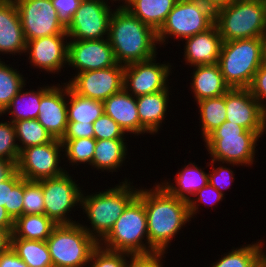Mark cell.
Returning a JSON list of instances; mask_svg holds the SVG:
<instances>
[{"label":"cell","instance_id":"45","mask_svg":"<svg viewBox=\"0 0 266 267\" xmlns=\"http://www.w3.org/2000/svg\"><path fill=\"white\" fill-rule=\"evenodd\" d=\"M249 90L262 106L265 102L264 100H266V61L255 72Z\"/></svg>","mask_w":266,"mask_h":267},{"label":"cell","instance_id":"9","mask_svg":"<svg viewBox=\"0 0 266 267\" xmlns=\"http://www.w3.org/2000/svg\"><path fill=\"white\" fill-rule=\"evenodd\" d=\"M215 24V13L198 0H178L157 31L160 45L170 36L186 39L207 31Z\"/></svg>","mask_w":266,"mask_h":267},{"label":"cell","instance_id":"38","mask_svg":"<svg viewBox=\"0 0 266 267\" xmlns=\"http://www.w3.org/2000/svg\"><path fill=\"white\" fill-rule=\"evenodd\" d=\"M42 185L38 181L24 179L23 215L44 214Z\"/></svg>","mask_w":266,"mask_h":267},{"label":"cell","instance_id":"20","mask_svg":"<svg viewBox=\"0 0 266 267\" xmlns=\"http://www.w3.org/2000/svg\"><path fill=\"white\" fill-rule=\"evenodd\" d=\"M26 40L14 0H0V53L16 55L26 52Z\"/></svg>","mask_w":266,"mask_h":267},{"label":"cell","instance_id":"40","mask_svg":"<svg viewBox=\"0 0 266 267\" xmlns=\"http://www.w3.org/2000/svg\"><path fill=\"white\" fill-rule=\"evenodd\" d=\"M13 122H0V158L18 162L20 151Z\"/></svg>","mask_w":266,"mask_h":267},{"label":"cell","instance_id":"32","mask_svg":"<svg viewBox=\"0 0 266 267\" xmlns=\"http://www.w3.org/2000/svg\"><path fill=\"white\" fill-rule=\"evenodd\" d=\"M264 244L262 240L252 245L247 244L240 248H233L231 252L213 263L211 267H258L265 259Z\"/></svg>","mask_w":266,"mask_h":267},{"label":"cell","instance_id":"8","mask_svg":"<svg viewBox=\"0 0 266 267\" xmlns=\"http://www.w3.org/2000/svg\"><path fill=\"white\" fill-rule=\"evenodd\" d=\"M53 267H87L99 243L81 223L57 224L46 240Z\"/></svg>","mask_w":266,"mask_h":267},{"label":"cell","instance_id":"31","mask_svg":"<svg viewBox=\"0 0 266 267\" xmlns=\"http://www.w3.org/2000/svg\"><path fill=\"white\" fill-rule=\"evenodd\" d=\"M11 249L28 267H53L46 241L11 238Z\"/></svg>","mask_w":266,"mask_h":267},{"label":"cell","instance_id":"26","mask_svg":"<svg viewBox=\"0 0 266 267\" xmlns=\"http://www.w3.org/2000/svg\"><path fill=\"white\" fill-rule=\"evenodd\" d=\"M178 0H130L124 8L156 32Z\"/></svg>","mask_w":266,"mask_h":267},{"label":"cell","instance_id":"56","mask_svg":"<svg viewBox=\"0 0 266 267\" xmlns=\"http://www.w3.org/2000/svg\"><path fill=\"white\" fill-rule=\"evenodd\" d=\"M97 1H101V2H104V3H107L108 4V2H106V0H97ZM110 1H112V0H110ZM113 1H121V0H113Z\"/></svg>","mask_w":266,"mask_h":267},{"label":"cell","instance_id":"5","mask_svg":"<svg viewBox=\"0 0 266 267\" xmlns=\"http://www.w3.org/2000/svg\"><path fill=\"white\" fill-rule=\"evenodd\" d=\"M215 25L223 42L266 38V2L234 0L215 12Z\"/></svg>","mask_w":266,"mask_h":267},{"label":"cell","instance_id":"27","mask_svg":"<svg viewBox=\"0 0 266 267\" xmlns=\"http://www.w3.org/2000/svg\"><path fill=\"white\" fill-rule=\"evenodd\" d=\"M125 139L96 140L91 166L97 170L114 172L119 170L128 153Z\"/></svg>","mask_w":266,"mask_h":267},{"label":"cell","instance_id":"6","mask_svg":"<svg viewBox=\"0 0 266 267\" xmlns=\"http://www.w3.org/2000/svg\"><path fill=\"white\" fill-rule=\"evenodd\" d=\"M261 136L255 131L225 121L205 139L208 154L219 164L247 166L255 161V148Z\"/></svg>","mask_w":266,"mask_h":267},{"label":"cell","instance_id":"13","mask_svg":"<svg viewBox=\"0 0 266 267\" xmlns=\"http://www.w3.org/2000/svg\"><path fill=\"white\" fill-rule=\"evenodd\" d=\"M110 8L111 6L101 1L81 0L73 17L66 24L68 40L108 38L109 24L113 13Z\"/></svg>","mask_w":266,"mask_h":267},{"label":"cell","instance_id":"16","mask_svg":"<svg viewBox=\"0 0 266 267\" xmlns=\"http://www.w3.org/2000/svg\"><path fill=\"white\" fill-rule=\"evenodd\" d=\"M108 38L96 40H70L67 43V66L78 73L105 69L117 65Z\"/></svg>","mask_w":266,"mask_h":267},{"label":"cell","instance_id":"42","mask_svg":"<svg viewBox=\"0 0 266 267\" xmlns=\"http://www.w3.org/2000/svg\"><path fill=\"white\" fill-rule=\"evenodd\" d=\"M223 197V194L208 183L195 193L194 198L188 201L191 219L198 212V206H200L197 204L198 202H200V204H205V206H208L207 204H209V206H214L217 202L223 201Z\"/></svg>","mask_w":266,"mask_h":267},{"label":"cell","instance_id":"18","mask_svg":"<svg viewBox=\"0 0 266 267\" xmlns=\"http://www.w3.org/2000/svg\"><path fill=\"white\" fill-rule=\"evenodd\" d=\"M67 38V34H60L27 41L25 55H29V62L35 68L53 74L61 72L67 64Z\"/></svg>","mask_w":266,"mask_h":267},{"label":"cell","instance_id":"10","mask_svg":"<svg viewBox=\"0 0 266 267\" xmlns=\"http://www.w3.org/2000/svg\"><path fill=\"white\" fill-rule=\"evenodd\" d=\"M43 188L44 214L56 224L76 223L69 212L73 207L81 205L82 190L77 181L66 171L63 175L38 181ZM68 215V216H67Z\"/></svg>","mask_w":266,"mask_h":267},{"label":"cell","instance_id":"54","mask_svg":"<svg viewBox=\"0 0 266 267\" xmlns=\"http://www.w3.org/2000/svg\"><path fill=\"white\" fill-rule=\"evenodd\" d=\"M122 4H120L118 7L116 8H121V7H124L130 0H122Z\"/></svg>","mask_w":266,"mask_h":267},{"label":"cell","instance_id":"44","mask_svg":"<svg viewBox=\"0 0 266 267\" xmlns=\"http://www.w3.org/2000/svg\"><path fill=\"white\" fill-rule=\"evenodd\" d=\"M166 252H152L149 254L130 255L126 267H163L162 257Z\"/></svg>","mask_w":266,"mask_h":267},{"label":"cell","instance_id":"4","mask_svg":"<svg viewBox=\"0 0 266 267\" xmlns=\"http://www.w3.org/2000/svg\"><path fill=\"white\" fill-rule=\"evenodd\" d=\"M265 61V38H250L223 42L218 66L230 88H249Z\"/></svg>","mask_w":266,"mask_h":267},{"label":"cell","instance_id":"25","mask_svg":"<svg viewBox=\"0 0 266 267\" xmlns=\"http://www.w3.org/2000/svg\"><path fill=\"white\" fill-rule=\"evenodd\" d=\"M198 165L190 162L184 165L175 176V184L170 181L160 183L171 195L189 201L197 191L208 184V173ZM189 194V195H188ZM192 196V197H191Z\"/></svg>","mask_w":266,"mask_h":267},{"label":"cell","instance_id":"3","mask_svg":"<svg viewBox=\"0 0 266 267\" xmlns=\"http://www.w3.org/2000/svg\"><path fill=\"white\" fill-rule=\"evenodd\" d=\"M122 183V184H121ZM127 179L106 191L84 196L82 192L81 208L87 214L91 227H82L100 243L112 230L117 219L127 205L137 196L139 189L133 188Z\"/></svg>","mask_w":266,"mask_h":267},{"label":"cell","instance_id":"46","mask_svg":"<svg viewBox=\"0 0 266 267\" xmlns=\"http://www.w3.org/2000/svg\"><path fill=\"white\" fill-rule=\"evenodd\" d=\"M94 138L93 123L68 122L62 139Z\"/></svg>","mask_w":266,"mask_h":267},{"label":"cell","instance_id":"36","mask_svg":"<svg viewBox=\"0 0 266 267\" xmlns=\"http://www.w3.org/2000/svg\"><path fill=\"white\" fill-rule=\"evenodd\" d=\"M25 81L23 74L0 59V114L10 104L12 98L25 87Z\"/></svg>","mask_w":266,"mask_h":267},{"label":"cell","instance_id":"48","mask_svg":"<svg viewBox=\"0 0 266 267\" xmlns=\"http://www.w3.org/2000/svg\"><path fill=\"white\" fill-rule=\"evenodd\" d=\"M0 267H28L10 248L0 256Z\"/></svg>","mask_w":266,"mask_h":267},{"label":"cell","instance_id":"2","mask_svg":"<svg viewBox=\"0 0 266 267\" xmlns=\"http://www.w3.org/2000/svg\"><path fill=\"white\" fill-rule=\"evenodd\" d=\"M108 40L118 64L126 66L157 57V32L124 7L112 13Z\"/></svg>","mask_w":266,"mask_h":267},{"label":"cell","instance_id":"43","mask_svg":"<svg viewBox=\"0 0 266 267\" xmlns=\"http://www.w3.org/2000/svg\"><path fill=\"white\" fill-rule=\"evenodd\" d=\"M214 163H216V161L211 160V164L208 163V166H212V172L208 174V183L213 186L214 188H216L221 194H225L223 193L226 188L230 187V185H232L231 183L234 180V171H232L230 169V167H226L223 165H220L217 168H214Z\"/></svg>","mask_w":266,"mask_h":267},{"label":"cell","instance_id":"11","mask_svg":"<svg viewBox=\"0 0 266 267\" xmlns=\"http://www.w3.org/2000/svg\"><path fill=\"white\" fill-rule=\"evenodd\" d=\"M26 42L52 35L67 34L66 24L60 18L51 0H14Z\"/></svg>","mask_w":266,"mask_h":267},{"label":"cell","instance_id":"23","mask_svg":"<svg viewBox=\"0 0 266 267\" xmlns=\"http://www.w3.org/2000/svg\"><path fill=\"white\" fill-rule=\"evenodd\" d=\"M191 89L195 100L223 96L230 86L225 82L218 64L193 66Z\"/></svg>","mask_w":266,"mask_h":267},{"label":"cell","instance_id":"41","mask_svg":"<svg viewBox=\"0 0 266 267\" xmlns=\"http://www.w3.org/2000/svg\"><path fill=\"white\" fill-rule=\"evenodd\" d=\"M94 138L101 139H126L125 131L111 117L103 113L94 123Z\"/></svg>","mask_w":266,"mask_h":267},{"label":"cell","instance_id":"24","mask_svg":"<svg viewBox=\"0 0 266 267\" xmlns=\"http://www.w3.org/2000/svg\"><path fill=\"white\" fill-rule=\"evenodd\" d=\"M169 87L152 94L136 97L140 123L150 132L156 134L165 119L169 102Z\"/></svg>","mask_w":266,"mask_h":267},{"label":"cell","instance_id":"28","mask_svg":"<svg viewBox=\"0 0 266 267\" xmlns=\"http://www.w3.org/2000/svg\"><path fill=\"white\" fill-rule=\"evenodd\" d=\"M57 224L45 214H29L17 217L11 238L46 241Z\"/></svg>","mask_w":266,"mask_h":267},{"label":"cell","instance_id":"50","mask_svg":"<svg viewBox=\"0 0 266 267\" xmlns=\"http://www.w3.org/2000/svg\"><path fill=\"white\" fill-rule=\"evenodd\" d=\"M12 231L0 228V256L11 248Z\"/></svg>","mask_w":266,"mask_h":267},{"label":"cell","instance_id":"15","mask_svg":"<svg viewBox=\"0 0 266 267\" xmlns=\"http://www.w3.org/2000/svg\"><path fill=\"white\" fill-rule=\"evenodd\" d=\"M156 57L125 66L123 88L134 97L166 90L171 73L169 63H156Z\"/></svg>","mask_w":266,"mask_h":267},{"label":"cell","instance_id":"12","mask_svg":"<svg viewBox=\"0 0 266 267\" xmlns=\"http://www.w3.org/2000/svg\"><path fill=\"white\" fill-rule=\"evenodd\" d=\"M60 152H63V144L54 138L48 143L27 147L20 152L17 171L29 181L61 176L67 170L59 166Z\"/></svg>","mask_w":266,"mask_h":267},{"label":"cell","instance_id":"55","mask_svg":"<svg viewBox=\"0 0 266 267\" xmlns=\"http://www.w3.org/2000/svg\"><path fill=\"white\" fill-rule=\"evenodd\" d=\"M258 267H266V259Z\"/></svg>","mask_w":266,"mask_h":267},{"label":"cell","instance_id":"29","mask_svg":"<svg viewBox=\"0 0 266 267\" xmlns=\"http://www.w3.org/2000/svg\"><path fill=\"white\" fill-rule=\"evenodd\" d=\"M50 87L49 85L45 87L42 86L40 89L38 87L37 91H25L26 89L22 88L20 92L12 98L10 104L0 114V117L8 112V115L13 118L10 119V122L37 119L41 97Z\"/></svg>","mask_w":266,"mask_h":267},{"label":"cell","instance_id":"51","mask_svg":"<svg viewBox=\"0 0 266 267\" xmlns=\"http://www.w3.org/2000/svg\"><path fill=\"white\" fill-rule=\"evenodd\" d=\"M14 220L7 213L6 208L0 205V228L13 230Z\"/></svg>","mask_w":266,"mask_h":267},{"label":"cell","instance_id":"52","mask_svg":"<svg viewBox=\"0 0 266 267\" xmlns=\"http://www.w3.org/2000/svg\"><path fill=\"white\" fill-rule=\"evenodd\" d=\"M203 3L205 6L209 7L214 13L229 5L234 0H198Z\"/></svg>","mask_w":266,"mask_h":267},{"label":"cell","instance_id":"33","mask_svg":"<svg viewBox=\"0 0 266 267\" xmlns=\"http://www.w3.org/2000/svg\"><path fill=\"white\" fill-rule=\"evenodd\" d=\"M24 179L16 171L8 180L0 182V205L15 220L23 215Z\"/></svg>","mask_w":266,"mask_h":267},{"label":"cell","instance_id":"39","mask_svg":"<svg viewBox=\"0 0 266 267\" xmlns=\"http://www.w3.org/2000/svg\"><path fill=\"white\" fill-rule=\"evenodd\" d=\"M129 256L128 253L108 250L99 244L92 252L88 267H126Z\"/></svg>","mask_w":266,"mask_h":267},{"label":"cell","instance_id":"17","mask_svg":"<svg viewBox=\"0 0 266 267\" xmlns=\"http://www.w3.org/2000/svg\"><path fill=\"white\" fill-rule=\"evenodd\" d=\"M225 105L226 121L255 131L260 136L264 134L261 105L249 88H230L225 93Z\"/></svg>","mask_w":266,"mask_h":267},{"label":"cell","instance_id":"47","mask_svg":"<svg viewBox=\"0 0 266 267\" xmlns=\"http://www.w3.org/2000/svg\"><path fill=\"white\" fill-rule=\"evenodd\" d=\"M60 18L65 24L73 17L79 7L81 0H51Z\"/></svg>","mask_w":266,"mask_h":267},{"label":"cell","instance_id":"35","mask_svg":"<svg viewBox=\"0 0 266 267\" xmlns=\"http://www.w3.org/2000/svg\"><path fill=\"white\" fill-rule=\"evenodd\" d=\"M16 141L19 151L31 146L42 145L53 138L37 119L20 120L13 122Z\"/></svg>","mask_w":266,"mask_h":267},{"label":"cell","instance_id":"14","mask_svg":"<svg viewBox=\"0 0 266 267\" xmlns=\"http://www.w3.org/2000/svg\"><path fill=\"white\" fill-rule=\"evenodd\" d=\"M125 66H115L75 74L67 83L78 95L104 102L123 89Z\"/></svg>","mask_w":266,"mask_h":267},{"label":"cell","instance_id":"37","mask_svg":"<svg viewBox=\"0 0 266 267\" xmlns=\"http://www.w3.org/2000/svg\"><path fill=\"white\" fill-rule=\"evenodd\" d=\"M63 156L69 160V165L88 163L91 165L96 145L95 138L61 139ZM79 163V164H78Z\"/></svg>","mask_w":266,"mask_h":267},{"label":"cell","instance_id":"19","mask_svg":"<svg viewBox=\"0 0 266 267\" xmlns=\"http://www.w3.org/2000/svg\"><path fill=\"white\" fill-rule=\"evenodd\" d=\"M54 84L42 95L37 120L54 139L61 140L68 124L67 82Z\"/></svg>","mask_w":266,"mask_h":267},{"label":"cell","instance_id":"30","mask_svg":"<svg viewBox=\"0 0 266 267\" xmlns=\"http://www.w3.org/2000/svg\"><path fill=\"white\" fill-rule=\"evenodd\" d=\"M68 122L94 123L103 113L102 101L85 98L75 93L67 83Z\"/></svg>","mask_w":266,"mask_h":267},{"label":"cell","instance_id":"1","mask_svg":"<svg viewBox=\"0 0 266 267\" xmlns=\"http://www.w3.org/2000/svg\"><path fill=\"white\" fill-rule=\"evenodd\" d=\"M137 196L147 215L149 253L165 252L183 225L191 221L188 202L171 195L159 183L150 190L139 189Z\"/></svg>","mask_w":266,"mask_h":267},{"label":"cell","instance_id":"7","mask_svg":"<svg viewBox=\"0 0 266 267\" xmlns=\"http://www.w3.org/2000/svg\"><path fill=\"white\" fill-rule=\"evenodd\" d=\"M99 244L108 250L130 255L149 254L147 215L144 203L138 196L127 205L112 230Z\"/></svg>","mask_w":266,"mask_h":267},{"label":"cell","instance_id":"34","mask_svg":"<svg viewBox=\"0 0 266 267\" xmlns=\"http://www.w3.org/2000/svg\"><path fill=\"white\" fill-rule=\"evenodd\" d=\"M201 118L203 140L226 121L225 94L223 96L202 99L196 102Z\"/></svg>","mask_w":266,"mask_h":267},{"label":"cell","instance_id":"49","mask_svg":"<svg viewBox=\"0 0 266 267\" xmlns=\"http://www.w3.org/2000/svg\"><path fill=\"white\" fill-rule=\"evenodd\" d=\"M17 171V163L13 160L0 158V182L8 180Z\"/></svg>","mask_w":266,"mask_h":267},{"label":"cell","instance_id":"53","mask_svg":"<svg viewBox=\"0 0 266 267\" xmlns=\"http://www.w3.org/2000/svg\"><path fill=\"white\" fill-rule=\"evenodd\" d=\"M262 109V123L266 133V102L261 106Z\"/></svg>","mask_w":266,"mask_h":267},{"label":"cell","instance_id":"21","mask_svg":"<svg viewBox=\"0 0 266 267\" xmlns=\"http://www.w3.org/2000/svg\"><path fill=\"white\" fill-rule=\"evenodd\" d=\"M184 59L189 66L216 65L220 56L222 38L214 24L207 31L184 39Z\"/></svg>","mask_w":266,"mask_h":267},{"label":"cell","instance_id":"22","mask_svg":"<svg viewBox=\"0 0 266 267\" xmlns=\"http://www.w3.org/2000/svg\"><path fill=\"white\" fill-rule=\"evenodd\" d=\"M104 113L111 117L129 134L150 133L139 120L136 97L129 94L124 88L111 95L104 102Z\"/></svg>","mask_w":266,"mask_h":267}]
</instances>
